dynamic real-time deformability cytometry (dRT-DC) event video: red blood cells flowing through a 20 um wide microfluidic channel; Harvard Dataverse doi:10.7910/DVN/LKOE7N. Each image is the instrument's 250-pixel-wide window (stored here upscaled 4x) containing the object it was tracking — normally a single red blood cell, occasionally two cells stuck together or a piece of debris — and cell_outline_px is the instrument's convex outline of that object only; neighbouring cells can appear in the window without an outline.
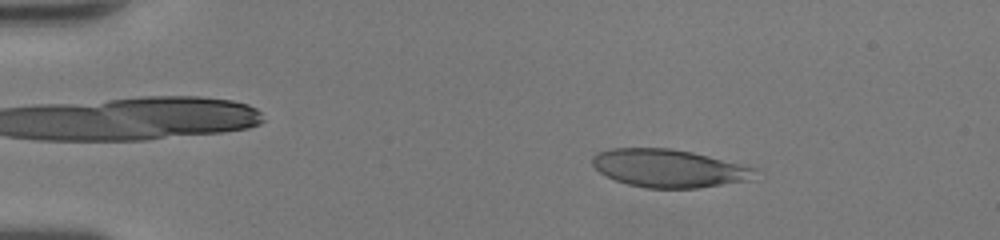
{"species": "human", "species_latin": "Homo sapiens", "temperature_condition": "room temperature", "stored_images_in_passage": 48, "camera_frame_rate_fps": 3000, "um_per_image_px": 0.085, "donor": {"sex": "female"}, "frame": {"image": 1, "passage_image": 8, "time_ms": 2.333, "image_size_px": [1000, 240], "cell_outline_px": [[756, 168], [748, 180], [696, 188], [644, 188], [628, 184], [616, 180], [600, 172], [592, 164], [592, 156], [596, 152], [608, 148], [672, 148], [692, 152]], "centroid_in_image_um": [56.76, 14.29], "position_along_channel_um": 28.2, "area_um2": 35.6}}
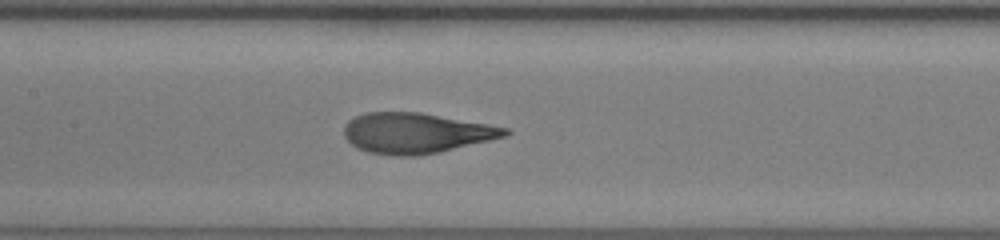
{"frame": {"image": 2, "passage_image": 24, "time_ms": 7.667, "image_size_px": [1000, 240], "cell_outline_px": [[512, 132], [504, 136], [440, 152], [416, 156], [392, 156], [368, 152], [356, 148], [344, 136], [344, 124], [348, 120], [364, 112], [420, 112], [512, 128]], "centroid_in_image_um": [35.35, 11.31], "position_along_channel_um": 172.1, "area_um2": 38.09}}
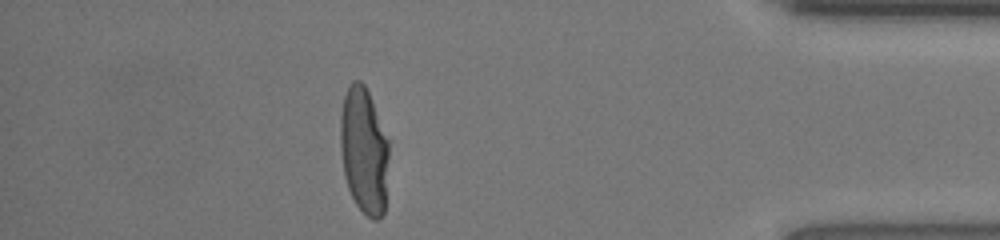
{"frame": {"image": 3, "passage_image": 43, "time_ms": 14.0, "image_size_px": [1000, 240], "cell_outline_px": [[388, 156], [384, 212], [376, 220], [372, 220], [356, 204], [348, 188], [344, 176], [340, 148], [340, 116], [344, 96], [352, 80], [360, 80], [364, 84], [368, 92], [388, 140]], "centroid_in_image_um": [30.91, 12.8], "position_along_channel_um": 404.3, "area_um2": 35.49}, "authors_computed_cell_mechanics": {"area_um2": 37.0498, "velocity_mm_per_s": 4.2711, "shape_relaxation_time_tau1_ms": 4.3719, "shape_relaxation_time_tau2_ms": null, "deformation_change_tau1": 0.2433, "deformation_change_tau2": null}}